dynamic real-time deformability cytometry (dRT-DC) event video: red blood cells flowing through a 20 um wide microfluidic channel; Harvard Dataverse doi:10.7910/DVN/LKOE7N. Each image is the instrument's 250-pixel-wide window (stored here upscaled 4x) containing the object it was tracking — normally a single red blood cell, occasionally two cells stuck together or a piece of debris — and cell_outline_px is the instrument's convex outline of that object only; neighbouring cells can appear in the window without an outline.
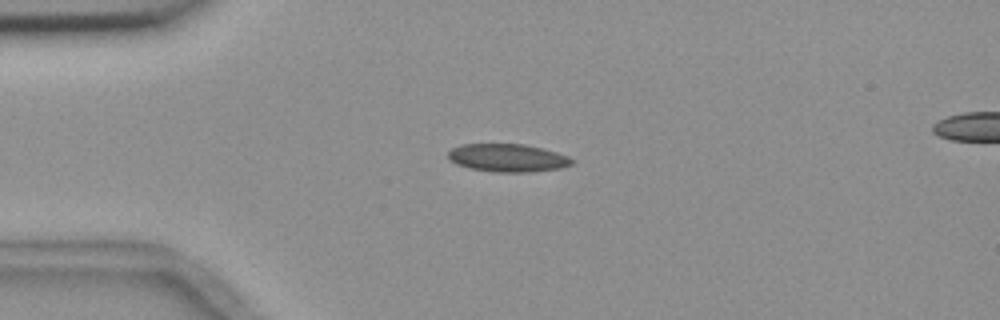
{"species": "common noctule bat (a hibernating species)", "species_latin": "Nyctalus noctula", "temperature_condition": "room temperature", "stored_images_in_passage": 5, "segment_of_instrument_passage": [1, 2], "camera_frame_rate_fps": 3000, "um_per_image_px": 0.085, "animal": {"sex": "female", "body_mass_g": 18.4}, "frame": {"image": 1, "passage_image": 3, "time_ms": 2.333, "image_size_px": [1000, 320], "cell_outline_px": [[572, 164], [560, 168], [528, 172], [496, 172], [472, 168], [456, 164], [448, 160], [448, 152], [452, 148], [460, 144], [524, 144], [544, 148], [568, 156], [572, 160]], "centroid_in_image_um": [43.13, 13.41], "position_along_channel_um": 41.9, "area_um2": 20.11}}